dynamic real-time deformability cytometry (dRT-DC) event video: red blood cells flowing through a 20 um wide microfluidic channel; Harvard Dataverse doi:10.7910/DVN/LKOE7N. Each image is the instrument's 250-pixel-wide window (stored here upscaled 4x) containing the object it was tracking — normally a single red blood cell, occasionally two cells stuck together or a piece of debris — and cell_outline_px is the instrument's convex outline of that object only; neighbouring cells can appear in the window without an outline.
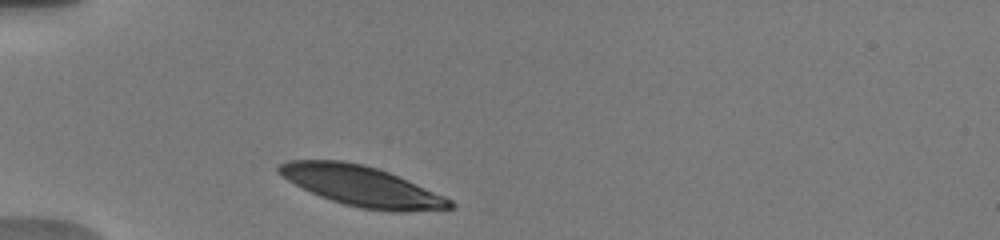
{"species": "human", "species_latin": "Homo sapiens", "temperature_condition": "warm", "stored_images_in_passage": 33, "camera_frame_rate_fps": 3000, "um_per_image_px": 0.085, "donor": {"sex": "male"}, "frame": {"image": 1, "passage_image": 1, "time_ms": 0.0, "image_size_px": [1000, 240], "cell_outline_px": [[456, 208], [408, 212], [396, 212], [360, 208], [344, 204], [320, 196], [280, 176], [276, 172], [276, 168], [280, 164], [288, 160], [344, 160], [364, 164], [388, 172], [444, 196], [452, 200], [456, 204]], "centroid_in_image_um": [30.76, 15.82], "position_along_channel_um": 54.2, "area_um2": 39.94}}
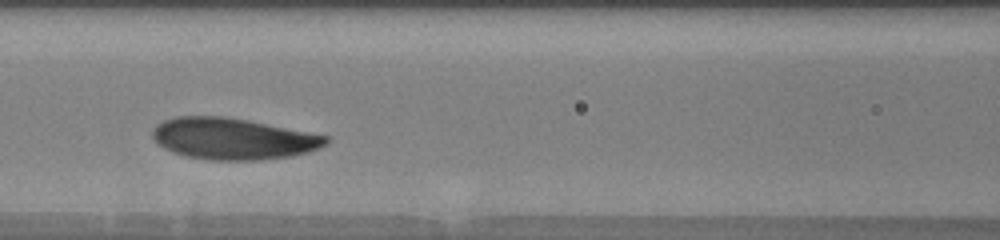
{"frame": {"image": 2, "passage_image": 10, "time_ms": 3.0, "image_size_px": [1000, 240], "cell_outline_px": [[332, 140], [328, 144], [320, 148], [308, 152], [292, 156], [260, 160], [212, 160], [184, 156], [172, 152], [156, 144], [152, 136], [152, 132], [156, 124], [164, 120], [176, 116], [220, 116], [248, 120], [328, 136]], "centroid_in_image_um": [19.8, 11.8], "position_along_channel_um": 146.8, "area_um2": 42.14}}
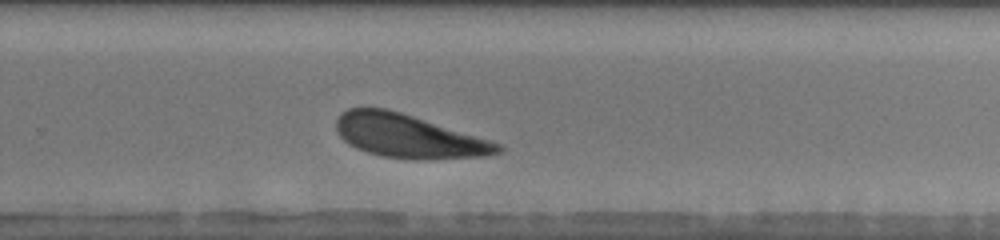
{"frame": {"image": 3, "passage_image": 23, "time_ms": 7.0, "image_size_px": [1000, 240], "cell_outline_px": [[504, 152], [488, 156], [432, 160], [412, 160], [380, 156], [356, 148], [348, 144], [340, 136], [336, 128], [336, 120], [348, 108], [384, 108], [400, 112], [488, 140], [500, 144], [504, 148]], "centroid_in_image_um": [34.74, 11.61], "position_along_channel_um": 295.1, "area_um2": 40.75}, "authors_computed_cell_mechanics": {"area_um2": 41.5582, "velocity_mm_per_s": 3.726, "shape_relaxation_time_tau1_ms": 1.2246, "shape_relaxation_time_tau2_ms": null, "deformation_change_tau1": 0.0854, "deformation_change_tau2": null}}